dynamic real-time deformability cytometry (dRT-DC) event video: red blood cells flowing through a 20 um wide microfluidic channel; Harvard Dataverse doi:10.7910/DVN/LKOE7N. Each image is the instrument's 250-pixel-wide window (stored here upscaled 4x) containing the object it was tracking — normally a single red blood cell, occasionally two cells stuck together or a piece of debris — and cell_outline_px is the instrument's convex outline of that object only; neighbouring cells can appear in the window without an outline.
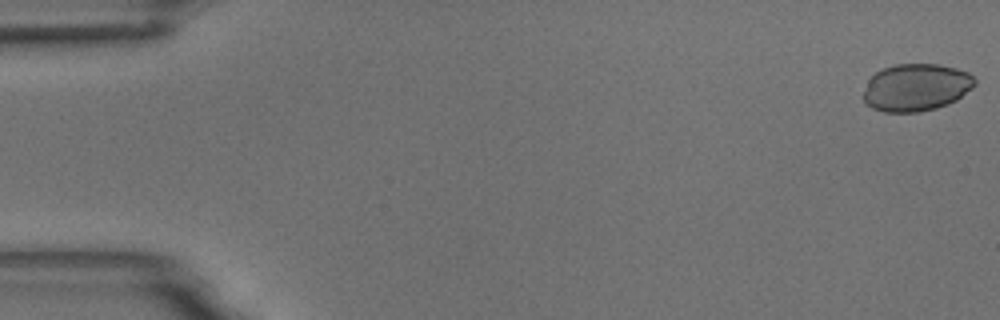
{"species": "common noctule bat (a hibernating species)", "species_latin": "Nyctalus noctula", "temperature_condition": "room temperature", "stored_images_in_passage": 59, "camera_frame_rate_fps": 3000, "um_per_image_px": 0.085, "animal": {"sex": "male", "body_mass_g": 18.8}, "frame": {"image": 1, "passage_image": 1, "time_ms": 0.0, "image_size_px": [1000, 320], "cell_outline_px": [[976, 84], [972, 88], [956, 100], [948, 104], [936, 108], [920, 112], [884, 112], [872, 108], [864, 100], [864, 92], [868, 80], [876, 72], [884, 68], [896, 64], [940, 64], [956, 68], [968, 72], [976, 80]], "centroid_in_image_um": [77.89, 7.43], "position_along_channel_um": 7.1, "area_um2": 30.75}}
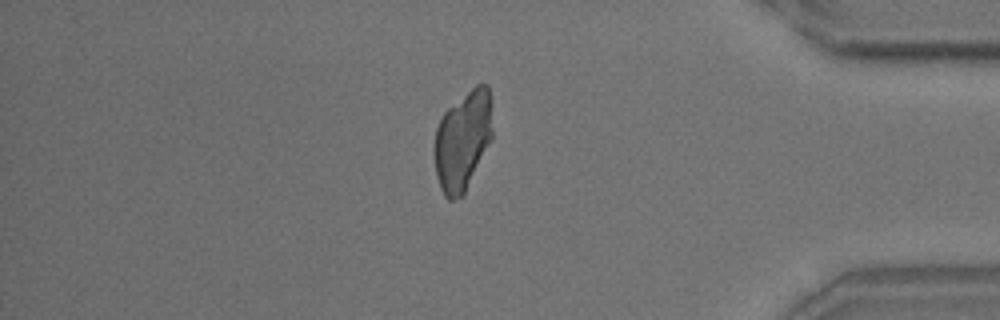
{"frame": {"image": 2, "passage_image": 50, "time_ms": 16.333, "image_size_px": [1000, 320], "cell_outline_px": [[492, 140], [464, 196], [452, 200], [448, 200], [444, 196], [440, 188], [436, 176], [432, 148], [432, 144], [436, 128], [444, 112], [448, 108], [476, 84], [488, 84], [492, 100]], "centroid_in_image_um": [39.33, 11.97], "position_along_channel_um": 395.9, "area_um2": 34.74}}
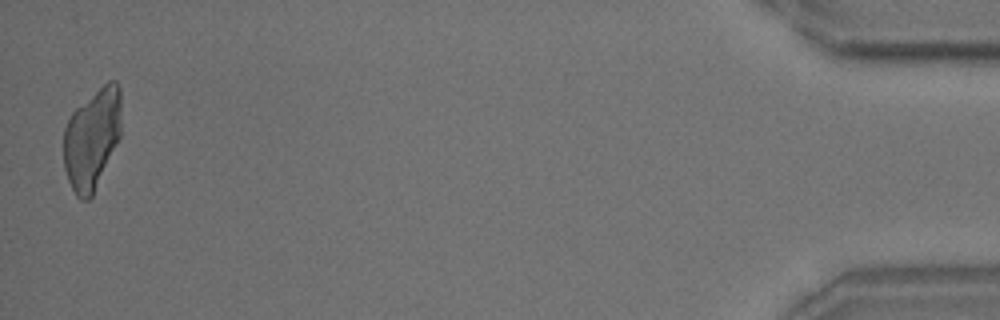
{"frame": {"image": 3, "passage_image": 58, "time_ms": 19.0, "image_size_px": [1000, 320], "cell_outline_px": [[120, 136], [92, 196], [88, 200], [80, 200], [76, 196], [68, 180], [64, 168], [64, 128], [72, 112], [76, 108], [108, 80], [116, 80], [120, 88]], "centroid_in_image_um": [7.81, 11.79], "position_along_channel_um": 427.4, "area_um2": 33.58}}